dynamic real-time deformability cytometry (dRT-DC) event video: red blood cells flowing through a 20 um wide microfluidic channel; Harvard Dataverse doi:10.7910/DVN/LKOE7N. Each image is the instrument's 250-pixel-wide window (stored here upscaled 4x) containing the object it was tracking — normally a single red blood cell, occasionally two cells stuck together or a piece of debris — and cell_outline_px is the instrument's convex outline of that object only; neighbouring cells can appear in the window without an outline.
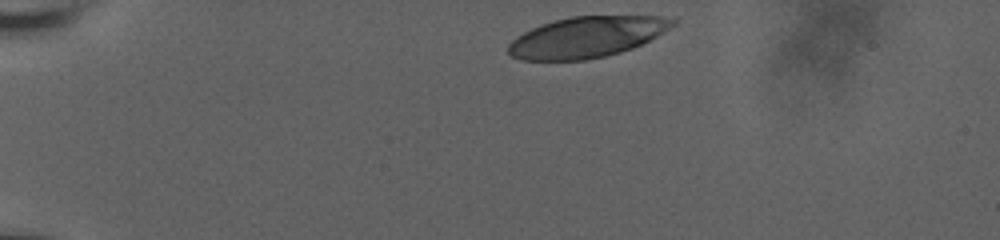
{"species": "human", "species_latin": "Homo sapiens", "temperature_condition": "room temperature", "stored_images_in_passage": 7, "camera_frame_rate_fps": 3000, "um_per_image_px": 0.085, "donor": {"sex": "male"}, "frame": {"image": 1, "passage_image": 1, "time_ms": 0.0, "image_size_px": [1000, 240], "cell_outline_px": [[676, 24], [664, 32], [632, 48], [620, 52], [604, 56], [584, 60], [520, 60], [512, 56], [508, 52], [508, 44], [516, 36], [540, 24], [572, 16], [660, 16], [676, 20]], "centroid_in_image_um": [49.84, 3.15], "position_along_channel_um": 35.2, "area_um2": 38.9}}
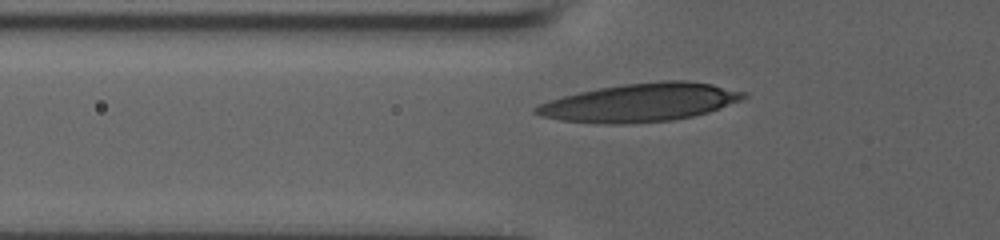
{"frame": {"image": 2, "passage_image": 6, "time_ms": 1.667, "image_size_px": [1000, 240], "cell_outline_px": [[748, 96], [740, 100], [708, 112], [692, 116], [672, 120], [624, 124], [596, 124], [560, 120], [540, 116], [532, 112], [532, 108], [536, 104], [564, 96], [580, 92], [600, 88], [624, 84], [660, 80], [688, 80], [712, 84], [748, 92]], "centroid_in_image_um": [54.38, 8.71], "position_along_channel_um": 71.4, "area_um2": 46.47}}